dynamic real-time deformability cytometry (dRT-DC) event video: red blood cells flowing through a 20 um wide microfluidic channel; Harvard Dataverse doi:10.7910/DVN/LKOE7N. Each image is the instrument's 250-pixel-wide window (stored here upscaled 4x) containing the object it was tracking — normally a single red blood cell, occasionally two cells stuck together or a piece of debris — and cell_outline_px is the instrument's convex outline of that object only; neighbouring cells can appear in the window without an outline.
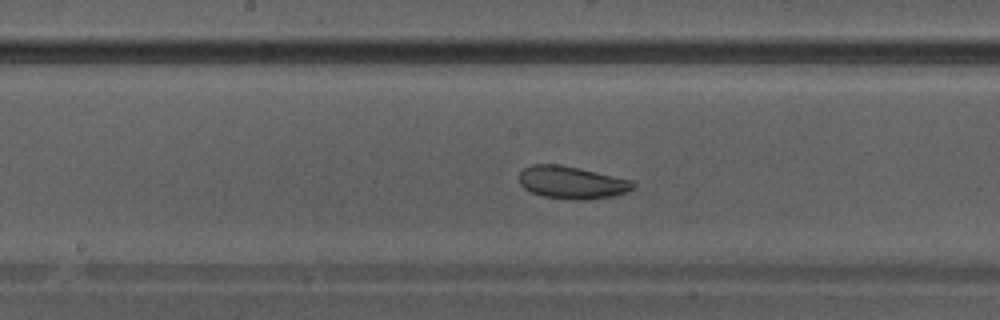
{"species": "Egyptian fruit bat (a non-hibernating species)", "species_latin": "Rousettus aegyptiacus", "temperature_condition": "warm", "stored_images_in_passage": 29, "camera_frame_rate_fps": 3000, "um_per_image_px": 0.085, "animal": {"sex": "male"}, "frame": {"image": 1, "passage_image": 9, "time_ms": 2.667, "image_size_px": [1000, 320], "cell_outline_px": [[636, 188], [628, 192], [612, 196], [584, 200], [572, 200], [540, 196], [524, 188], [520, 184], [520, 172], [524, 168], [532, 164], [560, 164], [580, 168], [632, 180], [636, 184]], "centroid_in_image_um": [48.63, 15.51], "position_along_channel_um": 199.6, "area_um2": 21.85}}